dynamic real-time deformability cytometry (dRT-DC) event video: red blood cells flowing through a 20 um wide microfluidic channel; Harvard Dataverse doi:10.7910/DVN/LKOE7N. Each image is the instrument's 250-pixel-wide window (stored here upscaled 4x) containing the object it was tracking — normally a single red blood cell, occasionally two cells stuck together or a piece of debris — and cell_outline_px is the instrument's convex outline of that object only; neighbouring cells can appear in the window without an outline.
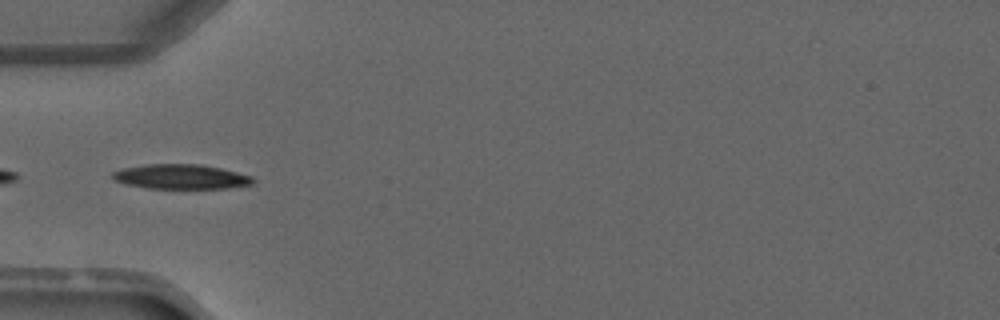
{"species": "common noctule bat (a hibernating species)", "species_latin": "Nyctalus noctula", "temperature_condition": "warm", "stored_images_in_passage": 4, "camera_frame_rate_fps": 3000, "um_per_image_px": 0.085, "animal": {"sex": "male", "forearm_length_mm": 52.5}, "frame": {"image": 1, "passage_image": 3, "time_ms": 2.333, "image_size_px": [1000, 320], "cell_outline_px": [[256, 180], [252, 184], [228, 188], [144, 188], [124, 184], [112, 180], [112, 172], [124, 168], [144, 164], [200, 164], [220, 168], [252, 176]], "centroid_in_image_um": [15.34, 15.02], "position_along_channel_um": 69.7, "area_um2": 20.29}}